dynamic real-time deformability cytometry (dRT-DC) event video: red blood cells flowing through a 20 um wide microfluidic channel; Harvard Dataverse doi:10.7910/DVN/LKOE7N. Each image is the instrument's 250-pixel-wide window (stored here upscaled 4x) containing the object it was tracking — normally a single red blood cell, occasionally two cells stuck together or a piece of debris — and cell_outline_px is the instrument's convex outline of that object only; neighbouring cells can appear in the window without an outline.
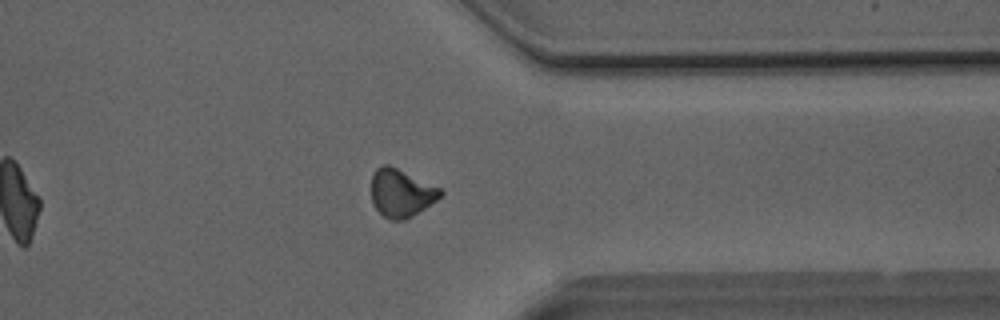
{"species": "Egyptian fruit bat (a non-hibernating species)", "species_latin": "Rousettus aegyptiacus", "temperature_condition": "room temperature", "stored_images_in_passage": 31, "camera_frame_rate_fps": 3000, "um_per_image_px": 0.085, "animal": {"sex": "male"}, "frame": {"image": 1, "passage_image": 26, "time_ms": 8.333, "image_size_px": [1000, 320], "cell_outline_px": [[444, 192], [436, 200], [412, 216], [404, 220], [392, 220], [384, 216], [376, 208], [372, 200], [372, 172], [380, 164], [388, 164], [440, 188]], "centroid_in_image_um": [34.07, 16.39], "position_along_channel_um": 377.3, "area_um2": 19.02}}
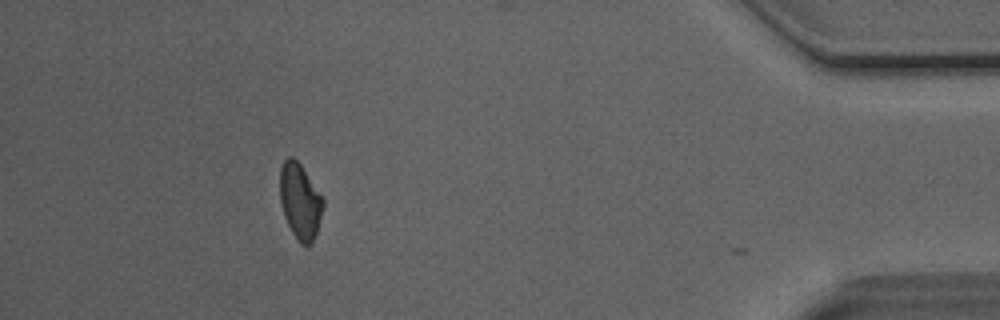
{"frame": {"image": 2, "passage_image": 30, "time_ms": 9.667, "image_size_px": [1000, 320], "cell_outline_px": [[324, 204], [316, 232], [312, 244], [308, 248], [300, 244], [296, 240], [284, 216], [280, 204], [280, 168], [284, 160], [288, 156], [292, 156], [300, 164], [324, 200]], "centroid_in_image_um": [25.48, 17.14], "position_along_channel_um": 409.7, "area_um2": 19.02}}